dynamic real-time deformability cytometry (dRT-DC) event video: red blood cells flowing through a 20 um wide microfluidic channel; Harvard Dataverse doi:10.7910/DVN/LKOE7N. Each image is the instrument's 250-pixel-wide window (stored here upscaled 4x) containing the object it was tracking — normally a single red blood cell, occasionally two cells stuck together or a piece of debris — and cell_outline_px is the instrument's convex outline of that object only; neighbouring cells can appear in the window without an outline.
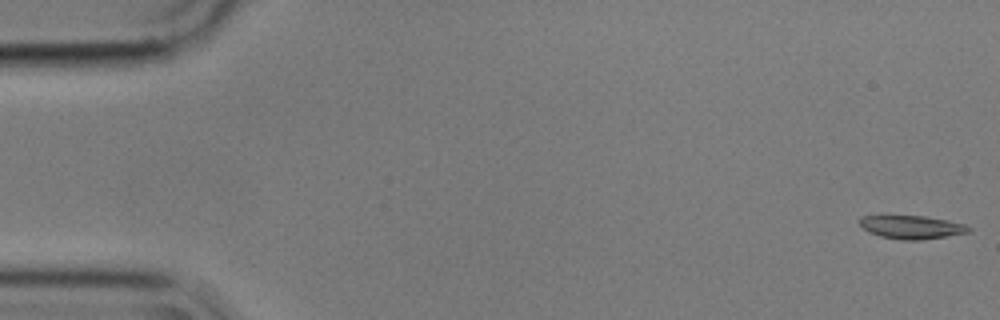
{"species": "common noctule bat (a hibernating species)", "species_latin": "Nyctalus noctula", "temperature_condition": "cold", "stored_images_in_passage": 56, "camera_frame_rate_fps": 3000, "um_per_image_px": 0.085, "animal": {"sex": "male", "body_mass_g": 17.9}, "frame": {"image": 1, "passage_image": 1, "time_ms": 0.0, "image_size_px": [1000, 320], "cell_outline_px": [[972, 232], [920, 240], [900, 240], [880, 236], [868, 232], [860, 224], [860, 216], [924, 216], [948, 220], [964, 224], [972, 228]], "centroid_in_image_um": [77.53, 19.31], "position_along_channel_um": 7.5, "area_um2": 14.8}}
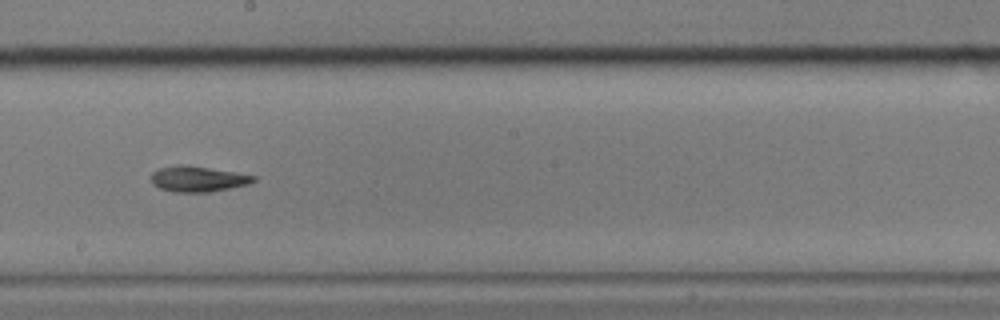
{"frame": {"image": 2, "passage_image": 31, "time_ms": 10.0, "image_size_px": [1000, 320], "cell_outline_px": [[256, 180], [248, 184], [208, 192], [172, 192], [160, 188], [152, 184], [152, 172], [160, 168], [176, 164], [188, 164], [236, 172], [256, 176]], "centroid_in_image_um": [16.8, 15.19], "position_along_channel_um": 231.4, "area_um2": 15.37}}
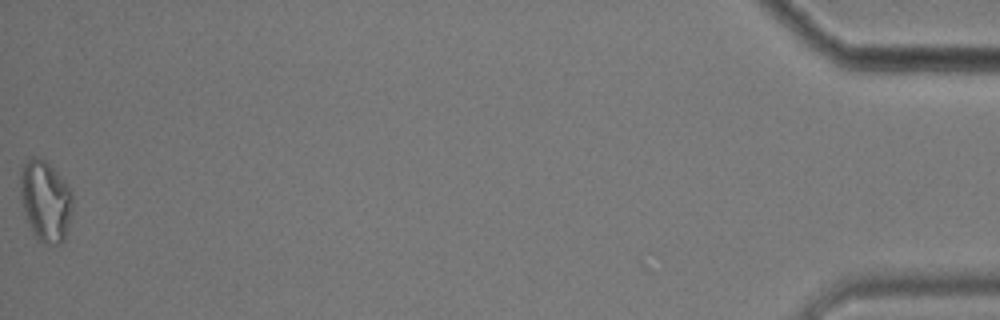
{"frame": {"image": 3, "passage_image": 56, "time_ms": 18.333, "image_size_px": [1000, 320], "cell_outline_px": [[72, 208], [64, 240], [60, 244], [44, 244], [36, 240], [32, 232], [20, 200], [20, 168], [28, 156], [36, 156], [44, 160], [64, 180], [72, 192]], "centroid_in_image_um": [3.83, 17.06], "position_along_channel_um": 431.4, "area_um2": 24.85}, "authors_computed_cell_mechanics": {"area_um2": 15.4904, "velocity_mm_per_s": 3.564, "shape_relaxation_time_tau1_ms": 5.8381, "shape_relaxation_time_tau2_ms": null, "deformation_change_tau1": 0.1541, "deformation_change_tau2": null}}